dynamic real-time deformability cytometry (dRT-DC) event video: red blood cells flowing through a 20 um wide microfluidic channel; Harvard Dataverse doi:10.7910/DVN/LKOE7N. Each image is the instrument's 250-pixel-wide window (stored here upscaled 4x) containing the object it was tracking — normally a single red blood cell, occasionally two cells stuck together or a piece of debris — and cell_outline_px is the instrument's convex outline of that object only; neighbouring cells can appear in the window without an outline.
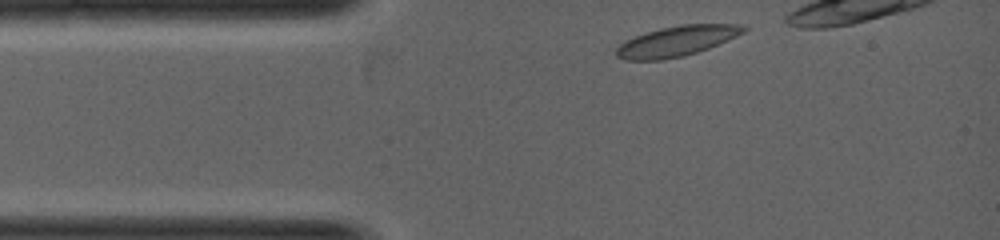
{"species": "common noctule bat (a hibernating species)", "species_latin": "Nyctalus noctula", "temperature_condition": "warm", "stored_images_in_passage": 11, "camera_frame_rate_fps": 5000, "um_per_image_px": 0.085, "animal": {"sex": "female", "body_mass_g": 19.0, "forearm_length_mm": 53.3}, "frame": {"image": 1, "passage_image": 2, "time_ms": 0.2, "image_size_px": [1000, 240], "cell_outline_px": [[748, 28], [744, 32], [736, 36], [708, 48], [684, 56], [660, 60], [624, 60], [616, 56], [616, 48], [624, 40], [660, 28], [680, 24], [740, 24]], "centroid_in_image_um": [57.5, 3.49], "position_along_channel_um": 27.5, "area_um2": 22.31}}
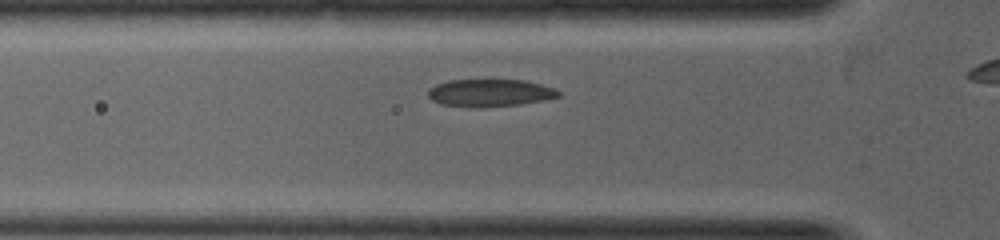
{"frame": {"image": 2, "passage_image": 7, "time_ms": 1.2, "image_size_px": [1000, 240], "cell_outline_px": [[560, 96], [544, 100], [520, 104], [480, 108], [468, 108], [440, 104], [432, 100], [428, 96], [428, 88], [436, 84], [448, 80], [524, 80], [556, 88], [560, 92]], "centroid_in_image_um": [41.61, 7.9], "position_along_channel_um": 84.2, "area_um2": 21.15}}
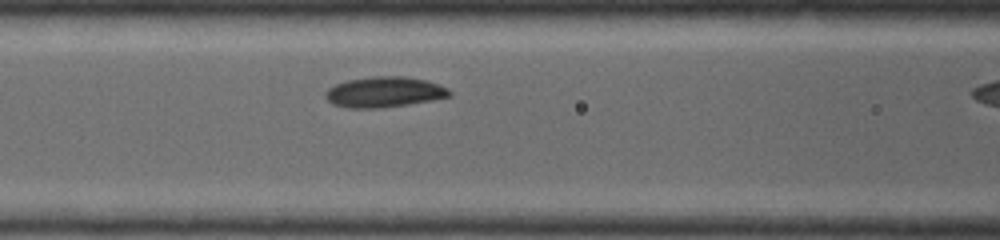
{"frame": {"image": 3, "passage_image": 10, "time_ms": 1.8, "image_size_px": [1000, 240], "cell_outline_px": [[452, 96], [432, 100], [408, 104], [380, 108], [348, 108], [332, 104], [324, 96], [324, 92], [328, 88], [336, 84], [348, 80], [372, 76], [404, 76], [428, 80], [440, 84], [448, 88], [452, 92]], "centroid_in_image_um": [32.68, 7.82], "position_along_channel_um": 133.9, "area_um2": 22.31}}